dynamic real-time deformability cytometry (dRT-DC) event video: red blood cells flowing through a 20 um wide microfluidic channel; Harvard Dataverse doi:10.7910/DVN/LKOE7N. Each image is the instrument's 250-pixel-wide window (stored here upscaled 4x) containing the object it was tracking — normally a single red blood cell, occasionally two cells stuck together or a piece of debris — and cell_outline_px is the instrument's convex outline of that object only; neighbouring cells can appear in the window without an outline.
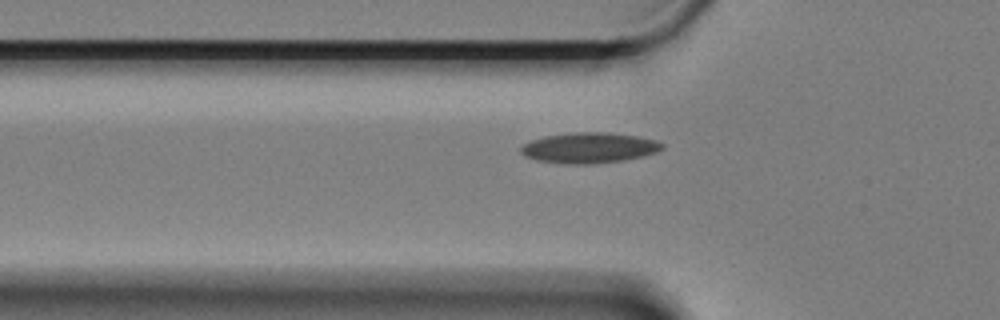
{"species": "Egyptian fruit bat (a non-hibernating species)", "species_latin": "Rousettus aegyptiacus", "temperature_condition": "cold", "stored_images_in_passage": 44, "camera_frame_rate_fps": 3000, "um_per_image_px": 0.085, "animal": {"sex": "female"}, "frame": {"image": 1, "passage_image": 10, "time_ms": 3.0, "image_size_px": [1000, 320], "cell_outline_px": [[664, 148], [656, 152], [644, 156], [624, 160], [588, 164], [572, 164], [536, 160], [524, 156], [520, 152], [520, 148], [524, 144], [532, 140], [544, 136], [572, 132], [608, 132], [640, 136], [656, 140], [664, 144]], "centroid_in_image_um": [50.1, 12.55], "position_along_channel_um": 75.7, "area_um2": 25.26}}
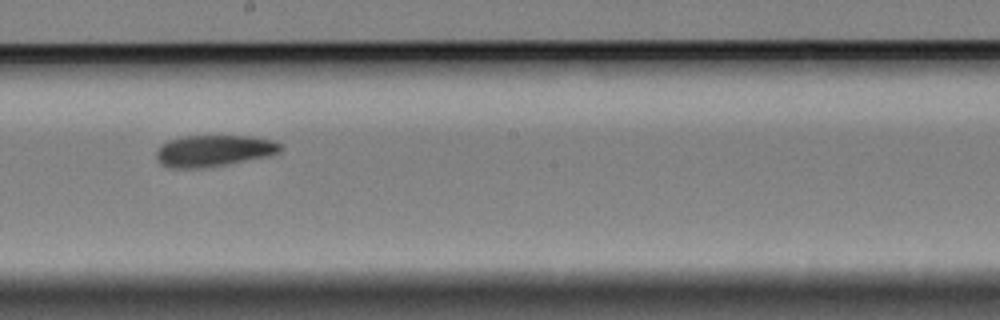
{"frame": {"image": 2, "passage_image": 24, "time_ms": 7.667, "image_size_px": [1000, 320], "cell_outline_px": [[284, 148], [280, 152], [268, 156], [204, 168], [172, 168], [160, 164], [156, 156], [156, 152], [160, 144], [168, 140], [180, 136], [252, 136], [276, 140]], "centroid_in_image_um": [18.17, 12.8], "position_along_channel_um": 230.0, "area_um2": 23.0}}
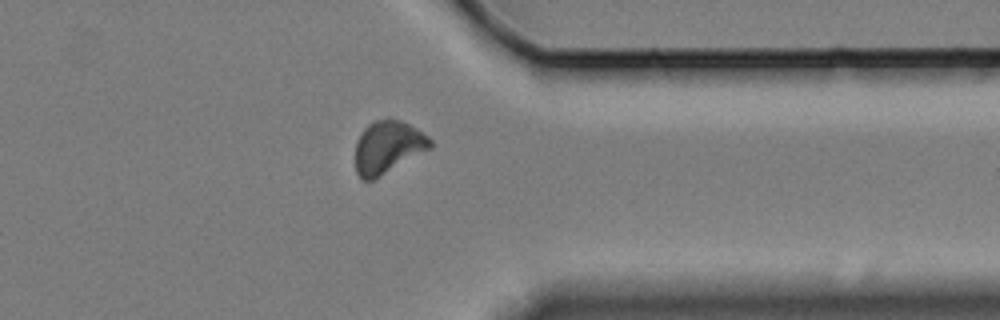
{"frame": {"image": 3, "passage_image": 38, "time_ms": 12.333, "image_size_px": [1000, 320], "cell_outline_px": [[432, 148], [380, 176], [372, 180], [360, 180], [356, 172], [356, 140], [360, 132], [368, 124], [376, 120], [388, 116], [400, 120], [416, 128], [428, 136], [432, 140]], "centroid_in_image_um": [32.96, 12.48], "position_along_channel_um": 378.4, "area_um2": 23.24}}